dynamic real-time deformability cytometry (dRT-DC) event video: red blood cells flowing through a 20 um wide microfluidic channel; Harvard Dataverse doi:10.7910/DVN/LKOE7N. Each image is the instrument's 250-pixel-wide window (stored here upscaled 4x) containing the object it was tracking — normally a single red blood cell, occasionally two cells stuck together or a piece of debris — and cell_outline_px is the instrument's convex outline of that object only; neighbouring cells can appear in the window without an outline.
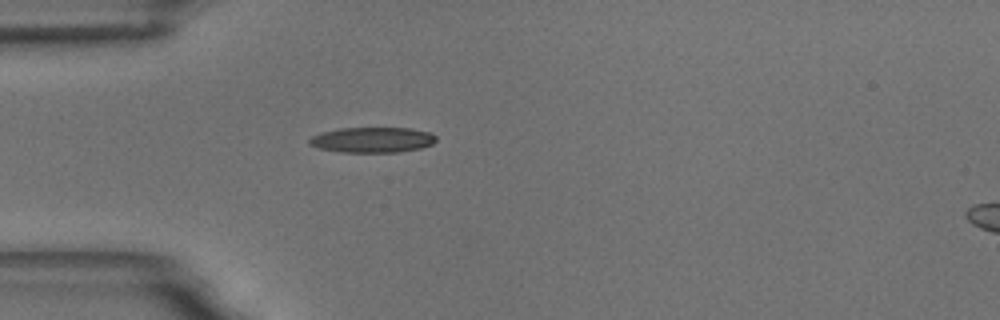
{"species": "common noctule bat (a hibernating species)", "species_latin": "Nyctalus noctula", "temperature_condition": "room temperature", "stored_images_in_passage": 5, "camera_frame_rate_fps": 3000, "um_per_image_px": 0.085, "animal": {"sex": "male", "body_mass_g": 18.8}, "frame": {"image": 1, "passage_image": 5, "time_ms": 4.667, "image_size_px": [1000, 320], "cell_outline_px": [[436, 140], [432, 144], [420, 148], [396, 152], [340, 152], [320, 148], [308, 144], [308, 140], [312, 136], [320, 132], [340, 128], [412, 128], [432, 132], [436, 136]], "centroid_in_image_um": [31.66, 11.88], "position_along_channel_um": 53.3, "area_um2": 18.84}}